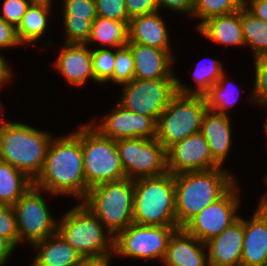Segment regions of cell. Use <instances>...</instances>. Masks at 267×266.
<instances>
[{
    "instance_id": "36",
    "label": "cell",
    "mask_w": 267,
    "mask_h": 266,
    "mask_svg": "<svg viewBox=\"0 0 267 266\" xmlns=\"http://www.w3.org/2000/svg\"><path fill=\"white\" fill-rule=\"evenodd\" d=\"M0 237L15 249L19 247L16 215L12 206L0 204Z\"/></svg>"
},
{
    "instance_id": "23",
    "label": "cell",
    "mask_w": 267,
    "mask_h": 266,
    "mask_svg": "<svg viewBox=\"0 0 267 266\" xmlns=\"http://www.w3.org/2000/svg\"><path fill=\"white\" fill-rule=\"evenodd\" d=\"M31 247L35 255L29 266H75L82 258L58 232Z\"/></svg>"
},
{
    "instance_id": "26",
    "label": "cell",
    "mask_w": 267,
    "mask_h": 266,
    "mask_svg": "<svg viewBox=\"0 0 267 266\" xmlns=\"http://www.w3.org/2000/svg\"><path fill=\"white\" fill-rule=\"evenodd\" d=\"M86 44L91 49L126 46L128 44V24L124 21L97 16L92 22L90 37Z\"/></svg>"
},
{
    "instance_id": "15",
    "label": "cell",
    "mask_w": 267,
    "mask_h": 266,
    "mask_svg": "<svg viewBox=\"0 0 267 266\" xmlns=\"http://www.w3.org/2000/svg\"><path fill=\"white\" fill-rule=\"evenodd\" d=\"M167 172L205 171L221 167L212 157L209 145L201 132L191 134L166 150Z\"/></svg>"
},
{
    "instance_id": "31",
    "label": "cell",
    "mask_w": 267,
    "mask_h": 266,
    "mask_svg": "<svg viewBox=\"0 0 267 266\" xmlns=\"http://www.w3.org/2000/svg\"><path fill=\"white\" fill-rule=\"evenodd\" d=\"M243 6L239 0H194L191 18L198 20L197 28L207 19L227 15L240 10Z\"/></svg>"
},
{
    "instance_id": "40",
    "label": "cell",
    "mask_w": 267,
    "mask_h": 266,
    "mask_svg": "<svg viewBox=\"0 0 267 266\" xmlns=\"http://www.w3.org/2000/svg\"><path fill=\"white\" fill-rule=\"evenodd\" d=\"M129 19L159 11L157 0H125Z\"/></svg>"
},
{
    "instance_id": "27",
    "label": "cell",
    "mask_w": 267,
    "mask_h": 266,
    "mask_svg": "<svg viewBox=\"0 0 267 266\" xmlns=\"http://www.w3.org/2000/svg\"><path fill=\"white\" fill-rule=\"evenodd\" d=\"M209 60V61H205ZM199 60L194 71H192V78L195 87L187 86L185 83L176 77V93L183 95H200L204 96L211 87L215 85L221 75L225 72L223 61L220 59H213L204 57L203 61ZM203 62V63H202ZM205 62V63H204Z\"/></svg>"
},
{
    "instance_id": "39",
    "label": "cell",
    "mask_w": 267,
    "mask_h": 266,
    "mask_svg": "<svg viewBox=\"0 0 267 266\" xmlns=\"http://www.w3.org/2000/svg\"><path fill=\"white\" fill-rule=\"evenodd\" d=\"M34 0H3L0 17L8 24L18 27L27 8Z\"/></svg>"
},
{
    "instance_id": "4",
    "label": "cell",
    "mask_w": 267,
    "mask_h": 266,
    "mask_svg": "<svg viewBox=\"0 0 267 266\" xmlns=\"http://www.w3.org/2000/svg\"><path fill=\"white\" fill-rule=\"evenodd\" d=\"M133 221L141 225L177 226L172 173L134 180Z\"/></svg>"
},
{
    "instance_id": "44",
    "label": "cell",
    "mask_w": 267,
    "mask_h": 266,
    "mask_svg": "<svg viewBox=\"0 0 267 266\" xmlns=\"http://www.w3.org/2000/svg\"><path fill=\"white\" fill-rule=\"evenodd\" d=\"M113 255L82 257L75 266H110ZM112 258V259H111ZM111 262V263H110Z\"/></svg>"
},
{
    "instance_id": "29",
    "label": "cell",
    "mask_w": 267,
    "mask_h": 266,
    "mask_svg": "<svg viewBox=\"0 0 267 266\" xmlns=\"http://www.w3.org/2000/svg\"><path fill=\"white\" fill-rule=\"evenodd\" d=\"M241 25L245 46L251 48L253 59L267 55V22L255 17L243 6Z\"/></svg>"
},
{
    "instance_id": "33",
    "label": "cell",
    "mask_w": 267,
    "mask_h": 266,
    "mask_svg": "<svg viewBox=\"0 0 267 266\" xmlns=\"http://www.w3.org/2000/svg\"><path fill=\"white\" fill-rule=\"evenodd\" d=\"M253 62L255 78L248 98L249 102L263 107L267 103V55L255 58Z\"/></svg>"
},
{
    "instance_id": "12",
    "label": "cell",
    "mask_w": 267,
    "mask_h": 266,
    "mask_svg": "<svg viewBox=\"0 0 267 266\" xmlns=\"http://www.w3.org/2000/svg\"><path fill=\"white\" fill-rule=\"evenodd\" d=\"M116 146L126 178L136 180L167 172L166 149L156 138L119 139Z\"/></svg>"
},
{
    "instance_id": "45",
    "label": "cell",
    "mask_w": 267,
    "mask_h": 266,
    "mask_svg": "<svg viewBox=\"0 0 267 266\" xmlns=\"http://www.w3.org/2000/svg\"><path fill=\"white\" fill-rule=\"evenodd\" d=\"M11 62H8V59L4 58L2 53H0V90L3 86L6 87L14 78V73L11 69ZM10 81V82H9Z\"/></svg>"
},
{
    "instance_id": "41",
    "label": "cell",
    "mask_w": 267,
    "mask_h": 266,
    "mask_svg": "<svg viewBox=\"0 0 267 266\" xmlns=\"http://www.w3.org/2000/svg\"><path fill=\"white\" fill-rule=\"evenodd\" d=\"M18 46L22 44L18 40L16 28L0 17V51Z\"/></svg>"
},
{
    "instance_id": "35",
    "label": "cell",
    "mask_w": 267,
    "mask_h": 266,
    "mask_svg": "<svg viewBox=\"0 0 267 266\" xmlns=\"http://www.w3.org/2000/svg\"><path fill=\"white\" fill-rule=\"evenodd\" d=\"M64 43L86 44L91 33L94 20L72 19V16H62Z\"/></svg>"
},
{
    "instance_id": "38",
    "label": "cell",
    "mask_w": 267,
    "mask_h": 266,
    "mask_svg": "<svg viewBox=\"0 0 267 266\" xmlns=\"http://www.w3.org/2000/svg\"><path fill=\"white\" fill-rule=\"evenodd\" d=\"M98 17L124 21L129 24L125 0H95Z\"/></svg>"
},
{
    "instance_id": "5",
    "label": "cell",
    "mask_w": 267,
    "mask_h": 266,
    "mask_svg": "<svg viewBox=\"0 0 267 266\" xmlns=\"http://www.w3.org/2000/svg\"><path fill=\"white\" fill-rule=\"evenodd\" d=\"M58 219L57 232L82 257L114 254V236L82 203L77 202Z\"/></svg>"
},
{
    "instance_id": "22",
    "label": "cell",
    "mask_w": 267,
    "mask_h": 266,
    "mask_svg": "<svg viewBox=\"0 0 267 266\" xmlns=\"http://www.w3.org/2000/svg\"><path fill=\"white\" fill-rule=\"evenodd\" d=\"M232 118L230 115L221 114L210 109L204 114L201 124V134L208 142L213 159L223 167V163L232 149ZM226 159V160H225Z\"/></svg>"
},
{
    "instance_id": "1",
    "label": "cell",
    "mask_w": 267,
    "mask_h": 266,
    "mask_svg": "<svg viewBox=\"0 0 267 266\" xmlns=\"http://www.w3.org/2000/svg\"><path fill=\"white\" fill-rule=\"evenodd\" d=\"M33 184L48 193L86 198V178L81 147V124L77 130L51 140L43 168Z\"/></svg>"
},
{
    "instance_id": "25",
    "label": "cell",
    "mask_w": 267,
    "mask_h": 266,
    "mask_svg": "<svg viewBox=\"0 0 267 266\" xmlns=\"http://www.w3.org/2000/svg\"><path fill=\"white\" fill-rule=\"evenodd\" d=\"M196 30L216 44L246 47L242 33L241 9L231 14L211 17Z\"/></svg>"
},
{
    "instance_id": "50",
    "label": "cell",
    "mask_w": 267,
    "mask_h": 266,
    "mask_svg": "<svg viewBox=\"0 0 267 266\" xmlns=\"http://www.w3.org/2000/svg\"><path fill=\"white\" fill-rule=\"evenodd\" d=\"M242 6H245L247 3H249L251 0H239Z\"/></svg>"
},
{
    "instance_id": "32",
    "label": "cell",
    "mask_w": 267,
    "mask_h": 266,
    "mask_svg": "<svg viewBox=\"0 0 267 266\" xmlns=\"http://www.w3.org/2000/svg\"><path fill=\"white\" fill-rule=\"evenodd\" d=\"M114 50V51H113ZM116 48L92 49V71L95 83H113Z\"/></svg>"
},
{
    "instance_id": "10",
    "label": "cell",
    "mask_w": 267,
    "mask_h": 266,
    "mask_svg": "<svg viewBox=\"0 0 267 266\" xmlns=\"http://www.w3.org/2000/svg\"><path fill=\"white\" fill-rule=\"evenodd\" d=\"M178 226L130 224L114 237V256L162 262L169 239Z\"/></svg>"
},
{
    "instance_id": "3",
    "label": "cell",
    "mask_w": 267,
    "mask_h": 266,
    "mask_svg": "<svg viewBox=\"0 0 267 266\" xmlns=\"http://www.w3.org/2000/svg\"><path fill=\"white\" fill-rule=\"evenodd\" d=\"M28 123L10 121L0 126V160L25 173L31 180L40 174L54 136Z\"/></svg>"
},
{
    "instance_id": "46",
    "label": "cell",
    "mask_w": 267,
    "mask_h": 266,
    "mask_svg": "<svg viewBox=\"0 0 267 266\" xmlns=\"http://www.w3.org/2000/svg\"><path fill=\"white\" fill-rule=\"evenodd\" d=\"M15 248L5 239L0 237V266H6Z\"/></svg>"
},
{
    "instance_id": "34",
    "label": "cell",
    "mask_w": 267,
    "mask_h": 266,
    "mask_svg": "<svg viewBox=\"0 0 267 266\" xmlns=\"http://www.w3.org/2000/svg\"><path fill=\"white\" fill-rule=\"evenodd\" d=\"M134 58L128 45L116 48L113 83L123 85L134 79Z\"/></svg>"
},
{
    "instance_id": "19",
    "label": "cell",
    "mask_w": 267,
    "mask_h": 266,
    "mask_svg": "<svg viewBox=\"0 0 267 266\" xmlns=\"http://www.w3.org/2000/svg\"><path fill=\"white\" fill-rule=\"evenodd\" d=\"M163 266H209L205 243L189 234L184 228L171 235Z\"/></svg>"
},
{
    "instance_id": "30",
    "label": "cell",
    "mask_w": 267,
    "mask_h": 266,
    "mask_svg": "<svg viewBox=\"0 0 267 266\" xmlns=\"http://www.w3.org/2000/svg\"><path fill=\"white\" fill-rule=\"evenodd\" d=\"M227 75L228 74L224 72L215 85L204 95V97L208 109L217 113L229 115V109L232 108L238 101V96L240 95L237 93H239L242 88L238 87L235 82L231 81V78L228 79Z\"/></svg>"
},
{
    "instance_id": "16",
    "label": "cell",
    "mask_w": 267,
    "mask_h": 266,
    "mask_svg": "<svg viewBox=\"0 0 267 266\" xmlns=\"http://www.w3.org/2000/svg\"><path fill=\"white\" fill-rule=\"evenodd\" d=\"M53 67L70 86H85L86 81L95 77L92 71V49L87 44L64 43Z\"/></svg>"
},
{
    "instance_id": "20",
    "label": "cell",
    "mask_w": 267,
    "mask_h": 266,
    "mask_svg": "<svg viewBox=\"0 0 267 266\" xmlns=\"http://www.w3.org/2000/svg\"><path fill=\"white\" fill-rule=\"evenodd\" d=\"M252 218H244L240 266H267V213L258 205Z\"/></svg>"
},
{
    "instance_id": "28",
    "label": "cell",
    "mask_w": 267,
    "mask_h": 266,
    "mask_svg": "<svg viewBox=\"0 0 267 266\" xmlns=\"http://www.w3.org/2000/svg\"><path fill=\"white\" fill-rule=\"evenodd\" d=\"M32 185L25 173L0 160V204L13 206Z\"/></svg>"
},
{
    "instance_id": "37",
    "label": "cell",
    "mask_w": 267,
    "mask_h": 266,
    "mask_svg": "<svg viewBox=\"0 0 267 266\" xmlns=\"http://www.w3.org/2000/svg\"><path fill=\"white\" fill-rule=\"evenodd\" d=\"M62 16L72 19L95 20L97 17L95 0H62Z\"/></svg>"
},
{
    "instance_id": "49",
    "label": "cell",
    "mask_w": 267,
    "mask_h": 266,
    "mask_svg": "<svg viewBox=\"0 0 267 266\" xmlns=\"http://www.w3.org/2000/svg\"><path fill=\"white\" fill-rule=\"evenodd\" d=\"M264 185H266V188H267V174H266V176H265V178H264ZM259 200H266L267 201V191L265 192V194L264 195H262L261 197H260V199Z\"/></svg>"
},
{
    "instance_id": "9",
    "label": "cell",
    "mask_w": 267,
    "mask_h": 266,
    "mask_svg": "<svg viewBox=\"0 0 267 266\" xmlns=\"http://www.w3.org/2000/svg\"><path fill=\"white\" fill-rule=\"evenodd\" d=\"M55 196L34 184L12 206L16 215L19 245L44 240L57 232L58 218L50 213L45 196Z\"/></svg>"
},
{
    "instance_id": "7",
    "label": "cell",
    "mask_w": 267,
    "mask_h": 266,
    "mask_svg": "<svg viewBox=\"0 0 267 266\" xmlns=\"http://www.w3.org/2000/svg\"><path fill=\"white\" fill-rule=\"evenodd\" d=\"M81 147L86 196L94 186L126 178L116 141L103 136L89 122L81 125Z\"/></svg>"
},
{
    "instance_id": "6",
    "label": "cell",
    "mask_w": 267,
    "mask_h": 266,
    "mask_svg": "<svg viewBox=\"0 0 267 266\" xmlns=\"http://www.w3.org/2000/svg\"><path fill=\"white\" fill-rule=\"evenodd\" d=\"M134 180L102 183L88 190L82 203L115 237L133 221Z\"/></svg>"
},
{
    "instance_id": "11",
    "label": "cell",
    "mask_w": 267,
    "mask_h": 266,
    "mask_svg": "<svg viewBox=\"0 0 267 266\" xmlns=\"http://www.w3.org/2000/svg\"><path fill=\"white\" fill-rule=\"evenodd\" d=\"M118 103L134 113L156 122L176 94V78L136 79L123 84Z\"/></svg>"
},
{
    "instance_id": "42",
    "label": "cell",
    "mask_w": 267,
    "mask_h": 266,
    "mask_svg": "<svg viewBox=\"0 0 267 266\" xmlns=\"http://www.w3.org/2000/svg\"><path fill=\"white\" fill-rule=\"evenodd\" d=\"M159 11L167 9L178 14L191 17L194 7V0H157Z\"/></svg>"
},
{
    "instance_id": "18",
    "label": "cell",
    "mask_w": 267,
    "mask_h": 266,
    "mask_svg": "<svg viewBox=\"0 0 267 266\" xmlns=\"http://www.w3.org/2000/svg\"><path fill=\"white\" fill-rule=\"evenodd\" d=\"M127 45L134 58V78H176L174 75L176 72L173 71L176 56L173 53L139 43H128Z\"/></svg>"
},
{
    "instance_id": "47",
    "label": "cell",
    "mask_w": 267,
    "mask_h": 266,
    "mask_svg": "<svg viewBox=\"0 0 267 266\" xmlns=\"http://www.w3.org/2000/svg\"><path fill=\"white\" fill-rule=\"evenodd\" d=\"M266 213H267V201L266 200H258V204Z\"/></svg>"
},
{
    "instance_id": "52",
    "label": "cell",
    "mask_w": 267,
    "mask_h": 266,
    "mask_svg": "<svg viewBox=\"0 0 267 266\" xmlns=\"http://www.w3.org/2000/svg\"><path fill=\"white\" fill-rule=\"evenodd\" d=\"M266 109V111H267V103L263 106V109ZM266 118H267V115H266Z\"/></svg>"
},
{
    "instance_id": "2",
    "label": "cell",
    "mask_w": 267,
    "mask_h": 266,
    "mask_svg": "<svg viewBox=\"0 0 267 266\" xmlns=\"http://www.w3.org/2000/svg\"><path fill=\"white\" fill-rule=\"evenodd\" d=\"M237 180L224 167L174 175L178 228H183L205 207L220 199Z\"/></svg>"
},
{
    "instance_id": "17",
    "label": "cell",
    "mask_w": 267,
    "mask_h": 266,
    "mask_svg": "<svg viewBox=\"0 0 267 266\" xmlns=\"http://www.w3.org/2000/svg\"><path fill=\"white\" fill-rule=\"evenodd\" d=\"M244 240V218L234 221L218 236L205 242L209 266H240Z\"/></svg>"
},
{
    "instance_id": "14",
    "label": "cell",
    "mask_w": 267,
    "mask_h": 266,
    "mask_svg": "<svg viewBox=\"0 0 267 266\" xmlns=\"http://www.w3.org/2000/svg\"><path fill=\"white\" fill-rule=\"evenodd\" d=\"M110 112L102 117L91 119L89 123L103 136L112 140L127 138H156L157 122L148 116L140 115L122 107L118 102Z\"/></svg>"
},
{
    "instance_id": "51",
    "label": "cell",
    "mask_w": 267,
    "mask_h": 266,
    "mask_svg": "<svg viewBox=\"0 0 267 266\" xmlns=\"http://www.w3.org/2000/svg\"><path fill=\"white\" fill-rule=\"evenodd\" d=\"M266 122H264L265 124L263 125L264 131L266 133V137H267V118L265 120Z\"/></svg>"
},
{
    "instance_id": "24",
    "label": "cell",
    "mask_w": 267,
    "mask_h": 266,
    "mask_svg": "<svg viewBox=\"0 0 267 266\" xmlns=\"http://www.w3.org/2000/svg\"><path fill=\"white\" fill-rule=\"evenodd\" d=\"M55 0H34L27 8L26 13L16 28L19 42L24 45L36 46L35 44L46 38L48 24ZM53 2V3H52ZM49 17V18H48Z\"/></svg>"
},
{
    "instance_id": "13",
    "label": "cell",
    "mask_w": 267,
    "mask_h": 266,
    "mask_svg": "<svg viewBox=\"0 0 267 266\" xmlns=\"http://www.w3.org/2000/svg\"><path fill=\"white\" fill-rule=\"evenodd\" d=\"M240 188L237 181L220 199L205 207L183 228L203 243L218 236L240 216Z\"/></svg>"
},
{
    "instance_id": "43",
    "label": "cell",
    "mask_w": 267,
    "mask_h": 266,
    "mask_svg": "<svg viewBox=\"0 0 267 266\" xmlns=\"http://www.w3.org/2000/svg\"><path fill=\"white\" fill-rule=\"evenodd\" d=\"M244 7L255 17L267 22V0H251Z\"/></svg>"
},
{
    "instance_id": "21",
    "label": "cell",
    "mask_w": 267,
    "mask_h": 266,
    "mask_svg": "<svg viewBox=\"0 0 267 266\" xmlns=\"http://www.w3.org/2000/svg\"><path fill=\"white\" fill-rule=\"evenodd\" d=\"M166 24L160 11L134 17L128 24V43L175 52L171 49V37Z\"/></svg>"
},
{
    "instance_id": "8",
    "label": "cell",
    "mask_w": 267,
    "mask_h": 266,
    "mask_svg": "<svg viewBox=\"0 0 267 266\" xmlns=\"http://www.w3.org/2000/svg\"><path fill=\"white\" fill-rule=\"evenodd\" d=\"M207 103L204 96L176 93L156 125V139L167 150L178 141L200 132Z\"/></svg>"
},
{
    "instance_id": "48",
    "label": "cell",
    "mask_w": 267,
    "mask_h": 266,
    "mask_svg": "<svg viewBox=\"0 0 267 266\" xmlns=\"http://www.w3.org/2000/svg\"><path fill=\"white\" fill-rule=\"evenodd\" d=\"M1 106L4 107L3 110H5V105L0 101V108L2 109ZM3 110L2 111L0 110V115L3 114L4 112ZM6 120L7 119L0 117V126H2L6 122Z\"/></svg>"
}]
</instances>
